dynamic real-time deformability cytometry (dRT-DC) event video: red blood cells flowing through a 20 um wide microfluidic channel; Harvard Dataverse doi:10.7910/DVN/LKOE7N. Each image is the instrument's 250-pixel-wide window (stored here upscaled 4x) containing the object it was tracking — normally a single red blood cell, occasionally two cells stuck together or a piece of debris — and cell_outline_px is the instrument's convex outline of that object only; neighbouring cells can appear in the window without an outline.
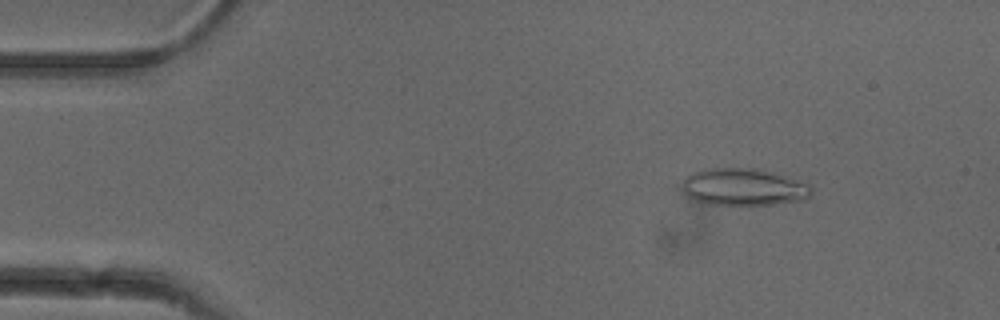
{"species": "common noctule bat (a hibernating species)", "species_latin": "Nyctalus noctula", "temperature_condition": "cold", "stored_images_in_passage": 51, "camera_frame_rate_fps": 3000, "um_per_image_px": 0.085, "animal": {"sex": "female"}, "frame": {"image": 1, "passage_image": 6, "time_ms": 1.667, "image_size_px": [1000, 320], "cell_outline_px": [[812, 192], [804, 200], [772, 204], [708, 204], [692, 200], [684, 192], [684, 180], [692, 172], [704, 168], [752, 168], [788, 176], [808, 184], [812, 188]], "centroid_in_image_um": [63.21, 15.89], "position_along_channel_um": 21.8, "area_um2": 27.74}}
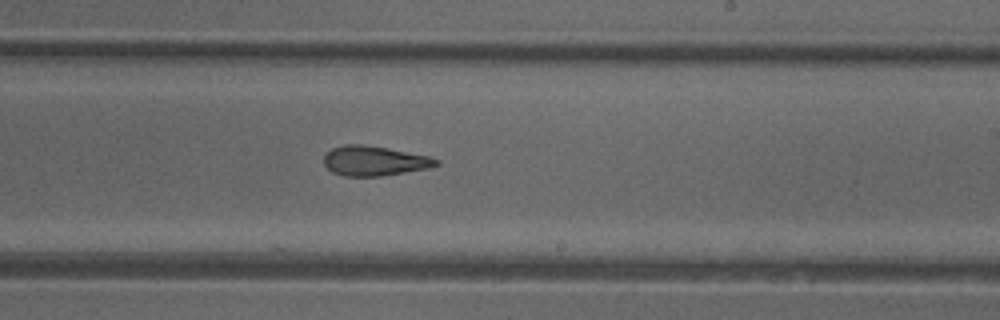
{"frame": {"image": 2, "passage_image": 30, "time_ms": 9.667, "image_size_px": [1000, 320], "cell_outline_px": [[440, 164], [428, 168], [380, 176], [344, 176], [332, 172], [324, 164], [324, 156], [332, 148], [344, 144], [360, 144], [388, 148], [428, 156], [440, 160]], "centroid_in_image_um": [31.81, 13.67], "position_along_channel_um": 257.2, "area_um2": 19.36}}
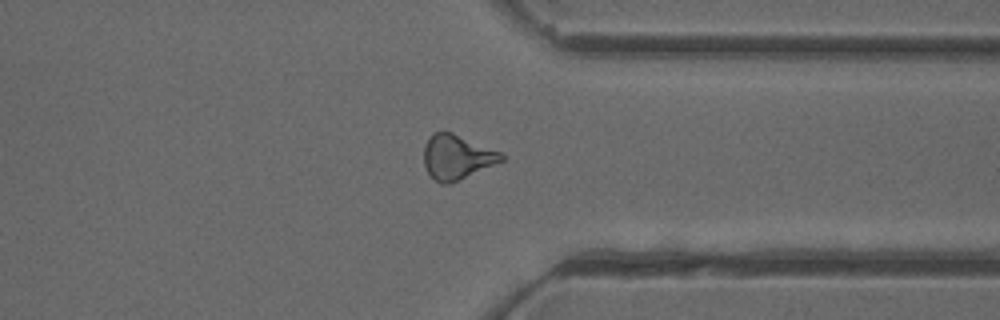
{"frame": {"image": 3, "passage_image": 39, "time_ms": 12.667, "image_size_px": [1000, 320], "cell_outline_px": [[504, 160], [448, 184], [440, 184], [428, 172], [424, 164], [424, 148], [432, 132], [452, 132], [500, 152], [504, 156]], "centroid_in_image_um": [38.81, 13.34], "position_along_channel_um": 372.6, "area_um2": 19.65}, "authors_computed_cell_mechanics": {"area_um2": 20.1722, "velocity_mm_per_s": 3.9369, "shape_relaxation_time_tau1_ms": null, "shape_relaxation_time_tau2_ms": 5.2995, "deformation_change_tau1": null, "deformation_change_tau2": 0.1768}}